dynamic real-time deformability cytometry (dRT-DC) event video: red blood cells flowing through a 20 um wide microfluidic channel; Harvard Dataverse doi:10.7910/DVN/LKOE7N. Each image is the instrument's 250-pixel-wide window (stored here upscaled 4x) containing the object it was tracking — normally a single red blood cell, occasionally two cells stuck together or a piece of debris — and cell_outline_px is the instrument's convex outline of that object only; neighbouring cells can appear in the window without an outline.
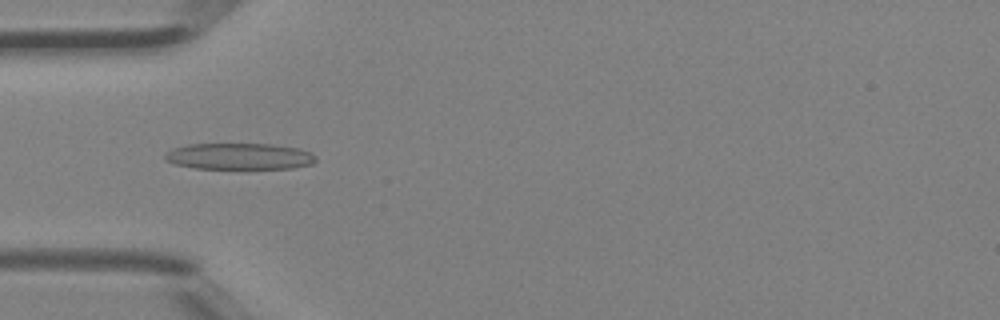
{"species": "Egyptian fruit bat (a non-hibernating species)", "species_latin": "Rousettus aegyptiacus", "temperature_condition": "room temperature", "stored_images_in_passage": 4, "camera_frame_rate_fps": 3000, "um_per_image_px": 0.085, "animal": {"sex": "female"}, "frame": {"image": 1, "passage_image": 4, "time_ms": 1.0, "image_size_px": [1000, 320], "cell_outline_px": [[316, 160], [312, 164], [292, 168], [192, 168], [172, 164], [164, 160], [164, 156], [172, 148], [188, 144], [272, 144], [300, 148], [312, 152], [316, 156]], "centroid_in_image_um": [20.34, 13.28], "position_along_channel_um": 64.7, "area_um2": 23.35}}